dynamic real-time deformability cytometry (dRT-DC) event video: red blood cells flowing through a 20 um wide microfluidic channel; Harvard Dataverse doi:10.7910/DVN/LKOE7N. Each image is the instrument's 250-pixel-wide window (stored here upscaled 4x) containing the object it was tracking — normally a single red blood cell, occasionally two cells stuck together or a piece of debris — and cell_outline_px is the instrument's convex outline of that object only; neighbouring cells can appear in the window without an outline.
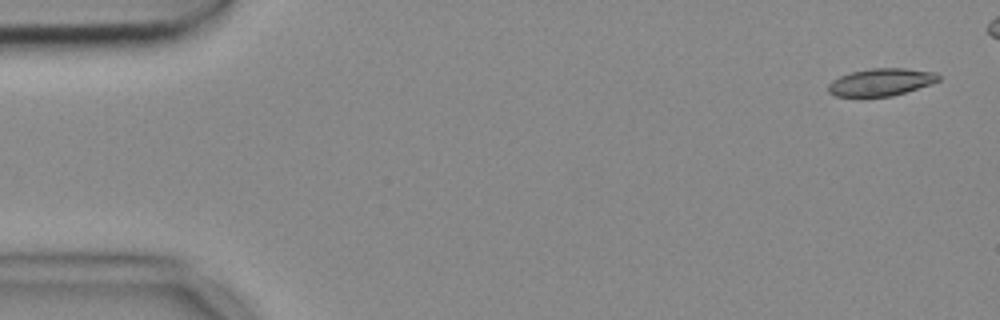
{"species": "common noctule bat (a hibernating species)", "species_latin": "Nyctalus noctula", "temperature_condition": "cold", "stored_images_in_passage": 47, "camera_frame_rate_fps": 3000, "um_per_image_px": 0.085, "animal": {"sex": "female", "body_mass_g": 18.4}, "frame": {"image": 1, "passage_image": 1, "time_ms": 0.0, "image_size_px": [1000, 320], "cell_outline_px": [[940, 80], [892, 96], [836, 96], [828, 92], [828, 84], [832, 80], [840, 76], [852, 72], [872, 68], [904, 68], [936, 72], [940, 76]], "centroid_in_image_um": [74.86, 6.97], "position_along_channel_um": 10.1, "area_um2": 17.34}}
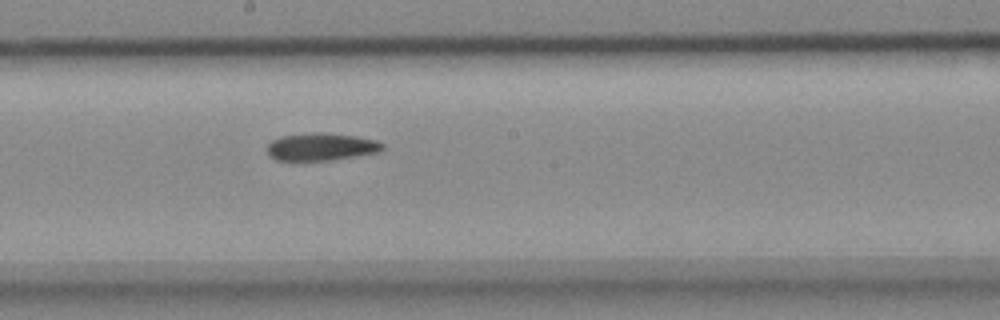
{"frame": {"image": 2, "passage_image": 28, "time_ms": 9.0, "image_size_px": [1000, 320], "cell_outline_px": [[384, 148], [380, 152], [328, 160], [276, 160], [268, 156], [268, 144], [272, 140], [280, 136], [312, 132], [320, 132], [356, 136], [376, 140], [384, 144]], "centroid_in_image_um": [27.29, 12.47], "position_along_channel_um": 220.9, "area_um2": 18.5}}
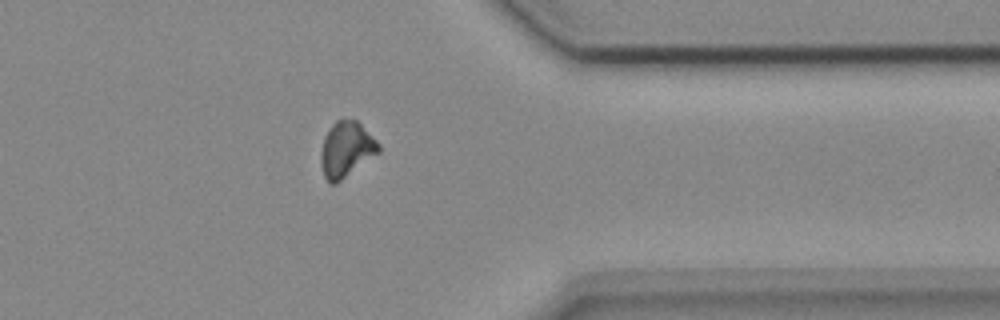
{"frame": {"image": 3, "passage_image": 42, "time_ms": 13.667, "image_size_px": [1000, 320], "cell_outline_px": [[380, 152], [336, 184], [328, 184], [324, 176], [320, 164], [320, 156], [324, 136], [332, 124], [336, 120], [356, 120], [380, 144]], "centroid_in_image_um": [29.41, 12.73], "position_along_channel_um": 382.0, "area_um2": 18.67}}